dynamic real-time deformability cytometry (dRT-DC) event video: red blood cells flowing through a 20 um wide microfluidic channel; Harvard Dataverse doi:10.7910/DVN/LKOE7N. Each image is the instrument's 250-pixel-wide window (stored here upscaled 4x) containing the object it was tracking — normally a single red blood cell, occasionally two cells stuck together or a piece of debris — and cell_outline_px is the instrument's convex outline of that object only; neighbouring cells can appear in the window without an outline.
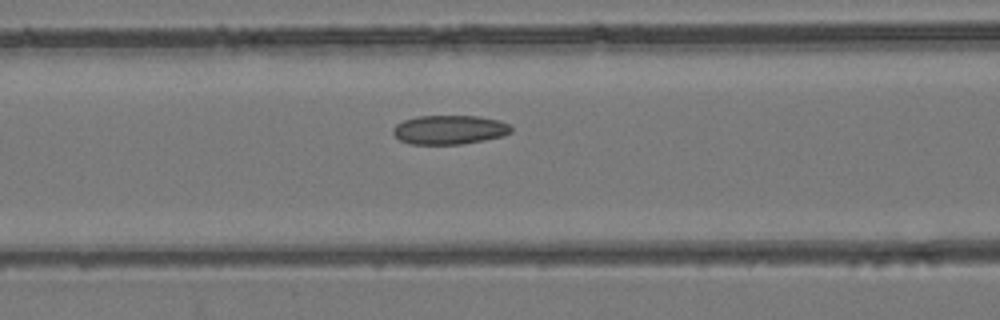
{"species": "common noctule bat (a hibernating species)", "species_latin": "Nyctalus noctula", "temperature_condition": "room temperature", "stored_images_in_passage": 29, "camera_frame_rate_fps": 3000, "um_per_image_px": 0.085, "animal": {"sex": "female", "body_mass_g": 24.6, "forearm_length_mm": 56.2}, "frame": {"image": 1, "passage_image": 13, "time_ms": 4.0, "image_size_px": [1000, 320], "cell_outline_px": [[512, 132], [500, 136], [484, 140], [460, 144], [408, 144], [400, 140], [392, 132], [392, 128], [396, 124], [404, 120], [416, 116], [480, 116], [500, 120], [508, 124], [512, 128]], "centroid_in_image_um": [38.18, 11.02], "position_along_channel_um": 128.4, "area_um2": 20.06}}
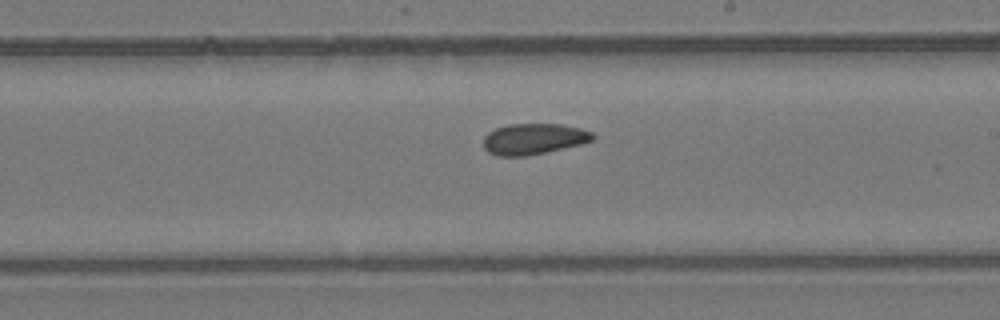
{"frame": {"image": 2, "passage_image": 21, "time_ms": 6.667, "image_size_px": [1000, 320], "cell_outline_px": [[596, 136], [592, 140], [580, 144], [544, 152], [524, 156], [496, 156], [488, 152], [484, 148], [484, 136], [488, 132], [496, 128], [508, 124], [560, 124], [580, 128], [592, 132]], "centroid_in_image_um": [45.33, 11.8], "position_along_channel_um": 243.7, "area_um2": 19.59}}
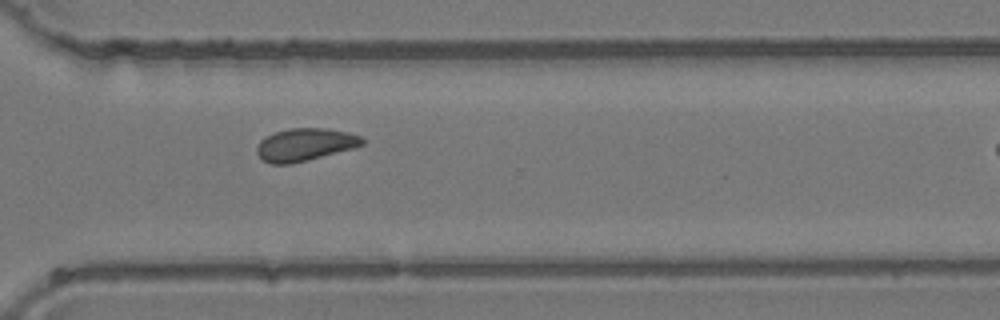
{"frame": {"image": 3, "passage_image": 28, "time_ms": 9.0, "image_size_px": [1000, 320], "cell_outline_px": [[364, 144], [356, 148], [292, 164], [272, 164], [260, 160], [256, 152], [256, 148], [260, 140], [264, 136], [288, 128], [328, 128], [348, 132], [360, 136], [364, 140]], "centroid_in_image_um": [25.91, 12.3], "position_along_channel_um": 344.7, "area_um2": 20.4}}